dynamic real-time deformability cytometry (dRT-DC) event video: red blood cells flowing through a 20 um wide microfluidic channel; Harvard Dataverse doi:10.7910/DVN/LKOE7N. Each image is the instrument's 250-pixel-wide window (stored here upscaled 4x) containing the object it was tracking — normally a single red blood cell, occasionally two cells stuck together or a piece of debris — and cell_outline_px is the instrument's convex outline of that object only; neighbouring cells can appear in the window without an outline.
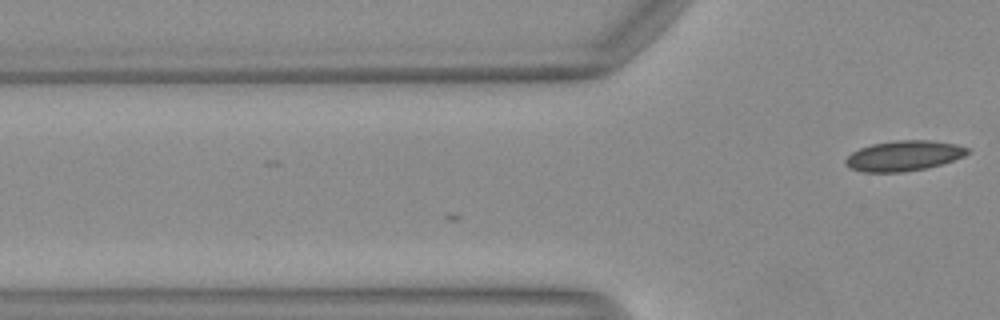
{"species": "Egyptian fruit bat (a non-hibernating species)", "species_latin": "Rousettus aegyptiacus", "temperature_condition": "warm", "stored_images_in_passage": 10, "camera_frame_rate_fps": 3000, "um_per_image_px": 0.085, "animal": {"sex": "female"}, "frame": {"image": 1, "passage_image": 10, "time_ms": 3.0, "image_size_px": [1000, 320], "cell_outline_px": [[968, 152], [964, 156], [940, 164], [924, 168], [904, 172], [864, 172], [852, 168], [844, 164], [844, 160], [852, 152], [860, 148], [872, 144], [896, 140], [928, 140], [956, 144], [968, 148]], "centroid_in_image_um": [76.79, 13.24], "position_along_channel_um": 49.0, "area_um2": 21.27}}